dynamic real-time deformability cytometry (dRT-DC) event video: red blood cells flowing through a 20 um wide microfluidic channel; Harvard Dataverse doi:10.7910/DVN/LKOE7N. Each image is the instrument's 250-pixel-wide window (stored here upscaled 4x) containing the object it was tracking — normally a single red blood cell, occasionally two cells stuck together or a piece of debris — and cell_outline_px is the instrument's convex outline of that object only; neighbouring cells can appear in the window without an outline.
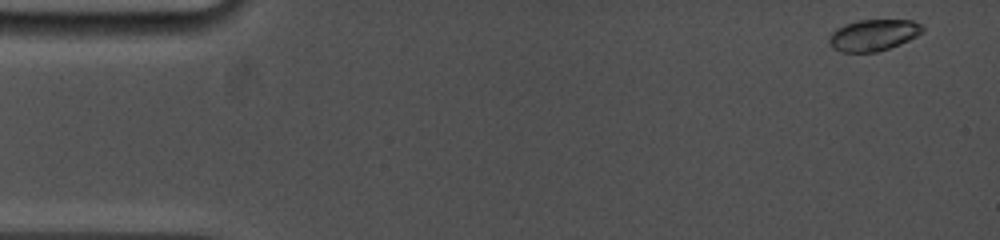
{"species": "common noctule bat (a hibernating species)", "species_latin": "Nyctalus noctula", "temperature_condition": "cold", "stored_images_in_passage": 31, "camera_frame_rate_fps": 5000, "um_per_image_px": 0.085, "animal": {"sex": "female", "body_mass_g": 19.0, "forearm_length_mm": 53.3}, "frame": {"image": 1, "passage_image": 1, "time_ms": 0.0, "image_size_px": [1000, 240], "cell_outline_px": [[924, 32], [900, 44], [876, 52], [840, 52], [832, 48], [828, 40], [832, 32], [836, 28], [844, 24], [860, 20], [912, 20], [920, 24], [924, 28]], "centroid_in_image_um": [74.22, 2.98], "position_along_channel_um": 10.8, "area_um2": 17.11}}
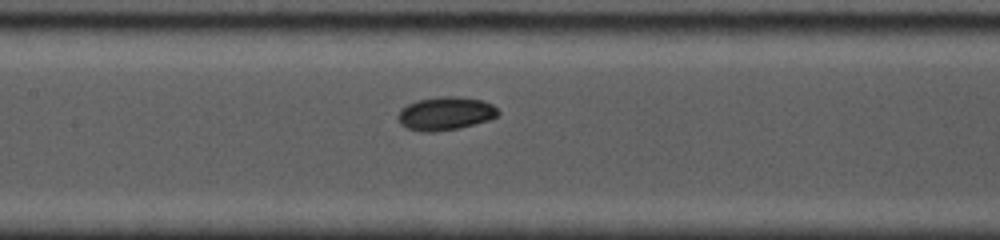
{"frame": {"image": 2, "passage_image": 14, "time_ms": 7.2, "image_size_px": [1000, 240], "cell_outline_px": [[500, 112], [496, 116], [488, 120], [460, 128], [436, 132], [424, 132], [408, 128], [400, 124], [396, 116], [400, 108], [416, 100], [440, 96], [460, 96], [484, 100], [492, 104]], "centroid_in_image_um": [37.84, 9.64], "position_along_channel_um": 169.6, "area_um2": 19.71}}
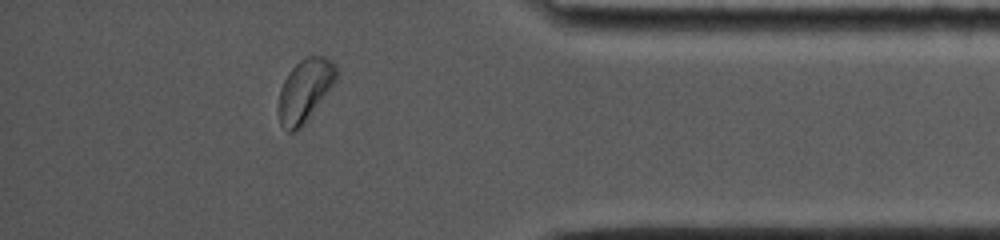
{"frame": {"image": 3, "passage_image": 27, "time_ms": 13.8, "image_size_px": [1000, 240], "cell_outline_px": [[336, 80], [304, 124], [296, 132], [288, 132], [280, 124], [276, 108], [280, 88], [284, 80], [292, 68], [300, 60], [308, 56], [324, 56], [332, 60], [336, 64]], "centroid_in_image_um": [25.87, 7.7], "position_along_channel_um": 409.3, "area_um2": 21.15}, "authors_computed_cell_mechanics": {"area_um2": 18.5538, "velocity_mm_per_s": 3.8422, "shape_relaxation_time_tau1_ms": 3.2167, "shape_relaxation_time_tau2_ms": null, "deformation_change_tau1": 0.1035, "deformation_change_tau2": null}}